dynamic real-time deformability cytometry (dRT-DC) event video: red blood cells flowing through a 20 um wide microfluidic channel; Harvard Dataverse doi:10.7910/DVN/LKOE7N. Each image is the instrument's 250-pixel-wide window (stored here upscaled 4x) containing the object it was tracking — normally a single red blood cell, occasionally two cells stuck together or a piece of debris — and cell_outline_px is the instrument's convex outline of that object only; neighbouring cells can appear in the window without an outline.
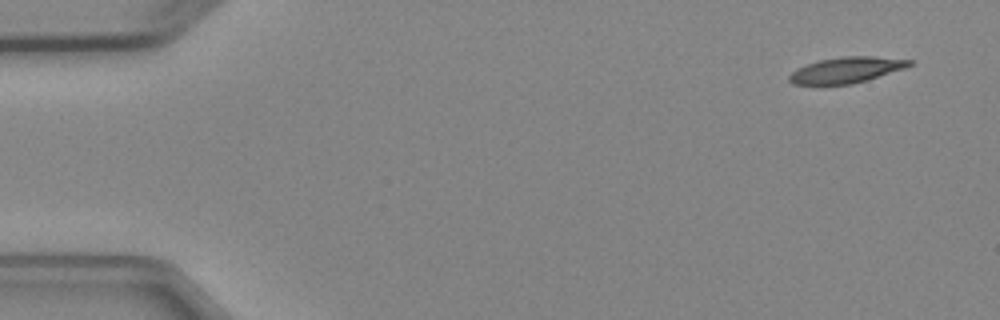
{"species": "Egyptian fruit bat (a non-hibernating species)", "species_latin": "Rousettus aegyptiacus", "temperature_condition": "cold", "stored_images_in_passage": 5, "camera_frame_rate_fps": 3000, "um_per_image_px": 0.085, "animal": {"sex": "female"}, "frame": {"image": 1, "passage_image": 1, "time_ms": 0.0, "image_size_px": [1000, 320], "cell_outline_px": [[916, 64], [904, 68], [852, 84], [792, 84], [788, 80], [788, 76], [796, 68], [820, 60], [840, 56], [872, 56], [912, 60]], "centroid_in_image_um": [71.93, 5.94], "position_along_channel_um": 13.1, "area_um2": 17.92}}
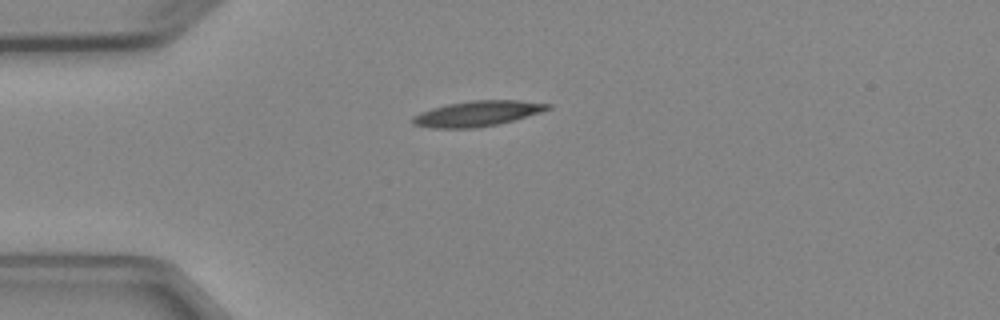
{"frame": {"image": 2, "passage_image": 3, "time_ms": 3.333, "image_size_px": [1000, 320], "cell_outline_px": [[552, 108], [540, 112], [500, 124], [476, 128], [432, 128], [412, 124], [412, 116], [420, 112], [432, 108], [448, 104], [472, 100], [520, 100], [552, 104]], "centroid_in_image_um": [40.58, 9.65], "position_along_channel_um": 44.4, "area_um2": 20.06}}
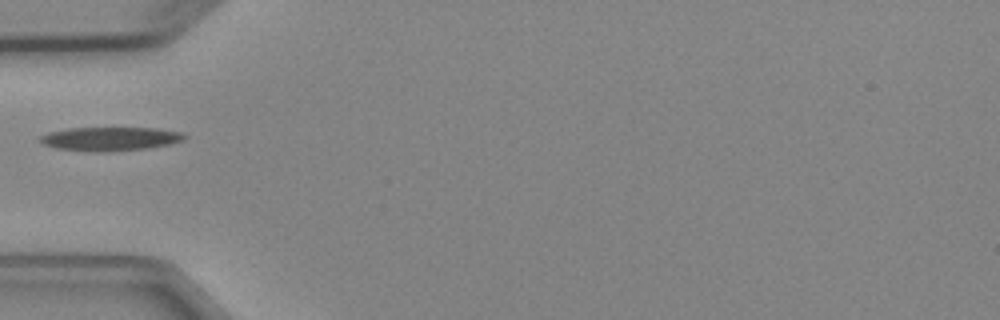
{"frame": {"image": 3, "passage_image": 4, "time_ms": 4.667, "image_size_px": [1000, 320], "cell_outline_px": [[188, 136], [184, 140], [172, 144], [148, 148], [108, 152], [92, 152], [56, 148], [44, 144], [36, 140], [40, 136], [48, 132], [68, 128], [156, 128], [184, 132]], "centroid_in_image_um": [9.39, 11.8], "position_along_channel_um": 75.6, "area_um2": 20.35}}